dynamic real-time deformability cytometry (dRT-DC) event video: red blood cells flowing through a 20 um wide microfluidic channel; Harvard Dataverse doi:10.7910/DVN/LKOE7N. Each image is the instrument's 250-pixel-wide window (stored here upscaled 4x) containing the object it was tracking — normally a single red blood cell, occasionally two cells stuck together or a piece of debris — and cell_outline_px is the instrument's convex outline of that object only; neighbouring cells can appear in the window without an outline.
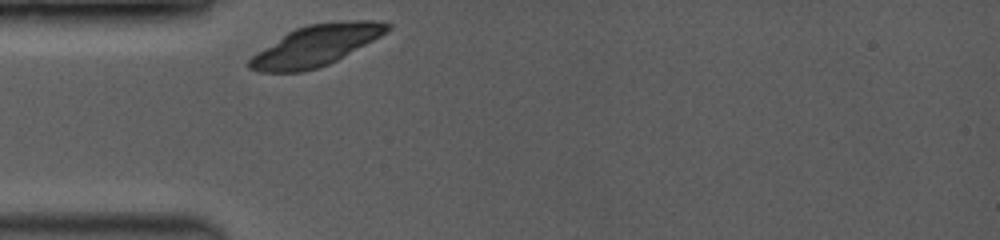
{"species": "common noctule bat (a hibernating species)", "species_latin": "Nyctalus noctula", "temperature_condition": "room temperature", "stored_images_in_passage": 3, "camera_frame_rate_fps": 3500, "um_per_image_px": 0.085, "animal": {"sex": "female", "body_mass_g": 19.0, "forearm_length_mm": 53.3}, "frame": {"image": 1, "passage_image": 1, "time_ms": 0.0, "image_size_px": [1000, 240], "cell_outline_px": [[392, 28], [380, 36], [336, 60], [328, 64], [316, 68], [300, 72], [260, 72], [248, 68], [248, 60], [256, 52], [288, 32], [296, 28], [308, 24], [348, 20], [372, 20], [392, 24]], "centroid_in_image_um": [26.84, 3.86], "position_along_channel_um": 58.2, "area_um2": 32.37}}